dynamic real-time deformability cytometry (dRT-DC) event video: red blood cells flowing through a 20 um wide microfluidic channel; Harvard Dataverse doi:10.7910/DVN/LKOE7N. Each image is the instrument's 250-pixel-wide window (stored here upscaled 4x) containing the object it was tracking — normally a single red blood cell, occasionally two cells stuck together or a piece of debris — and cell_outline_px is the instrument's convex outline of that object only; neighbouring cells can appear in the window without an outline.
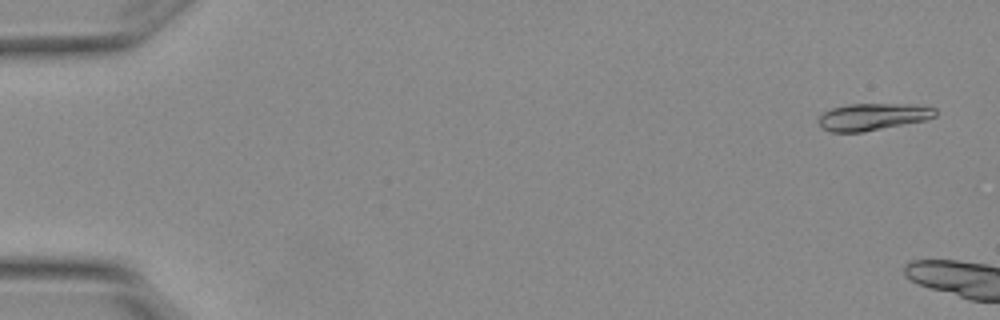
{"species": "Egyptian fruit bat (a non-hibernating species)", "species_latin": "Rousettus aegyptiacus", "temperature_condition": "warm", "stored_images_in_passage": 3, "camera_frame_rate_fps": 3000, "um_per_image_px": 0.085, "animal": {"sex": "female"}, "frame": {"image": 1, "passage_image": 1, "time_ms": 0.0, "image_size_px": [1000, 320], "cell_outline_px": [[936, 116], [924, 120], [864, 132], [832, 132], [824, 128], [820, 124], [820, 116], [824, 112], [832, 108], [848, 104], [916, 104], [936, 108]], "centroid_in_image_um": [74.22, 9.91], "position_along_channel_um": 10.8, "area_um2": 18.21}}